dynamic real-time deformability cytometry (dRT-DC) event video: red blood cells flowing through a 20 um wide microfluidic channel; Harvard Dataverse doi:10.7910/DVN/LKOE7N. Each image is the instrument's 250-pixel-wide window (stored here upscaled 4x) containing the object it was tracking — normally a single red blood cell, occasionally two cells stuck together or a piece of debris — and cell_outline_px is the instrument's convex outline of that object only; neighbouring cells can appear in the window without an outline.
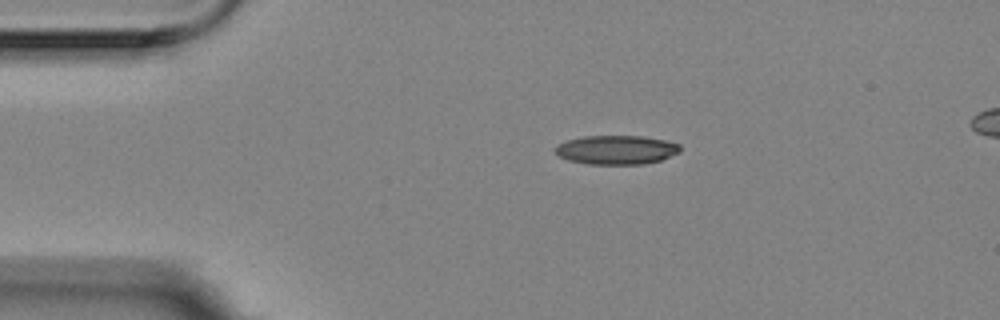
{"species": "Egyptian fruit bat (a non-hibernating species)", "species_latin": "Rousettus aegyptiacus", "temperature_condition": "room temperature", "stored_images_in_passage": 27, "camera_frame_rate_fps": 3000, "um_per_image_px": 0.085, "animal": {"sex": "female"}, "frame": {"image": 1, "passage_image": 1, "time_ms": 0.0, "image_size_px": [1000, 320], "cell_outline_px": [[680, 152], [660, 160], [644, 164], [588, 164], [568, 160], [560, 156], [552, 148], [568, 140], [584, 136], [644, 136], [664, 140], [680, 144]], "centroid_in_image_um": [52.4, 12.73], "position_along_channel_um": 32.6, "area_um2": 21.04}}
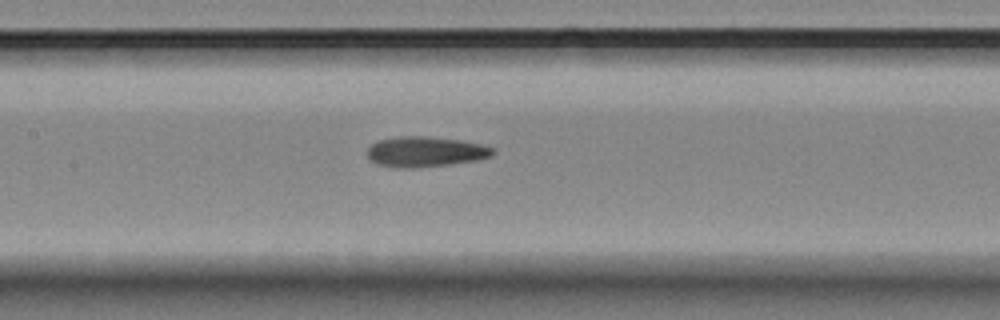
{"frame": {"image": 2, "passage_image": 16, "time_ms": 5.0, "image_size_px": [1000, 320], "cell_outline_px": [[496, 152], [492, 156], [476, 160], [448, 164], [412, 168], [396, 168], [376, 164], [368, 156], [368, 148], [372, 144], [380, 140], [400, 136], [428, 136], [460, 140], [480, 144], [496, 148]], "centroid_in_image_um": [36.18, 12.89], "position_along_channel_um": 171.2, "area_um2": 22.14}}
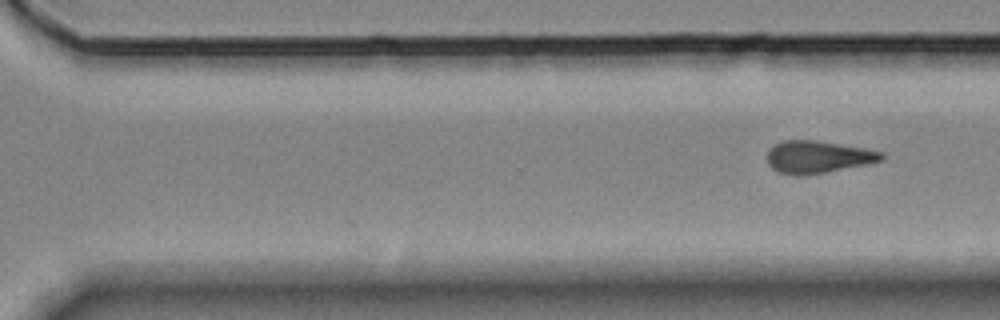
{"frame": {"image": 3, "passage_image": 27, "time_ms": 8.667, "image_size_px": [1000, 320], "cell_outline_px": [[884, 160], [824, 172], [800, 176], [796, 176], [780, 172], [772, 168], [768, 164], [768, 152], [776, 144], [784, 140], [820, 140], [864, 148], [880, 152], [884, 156]], "centroid_in_image_um": [69.5, 13.33], "position_along_channel_um": 301.1, "area_um2": 21.21}}